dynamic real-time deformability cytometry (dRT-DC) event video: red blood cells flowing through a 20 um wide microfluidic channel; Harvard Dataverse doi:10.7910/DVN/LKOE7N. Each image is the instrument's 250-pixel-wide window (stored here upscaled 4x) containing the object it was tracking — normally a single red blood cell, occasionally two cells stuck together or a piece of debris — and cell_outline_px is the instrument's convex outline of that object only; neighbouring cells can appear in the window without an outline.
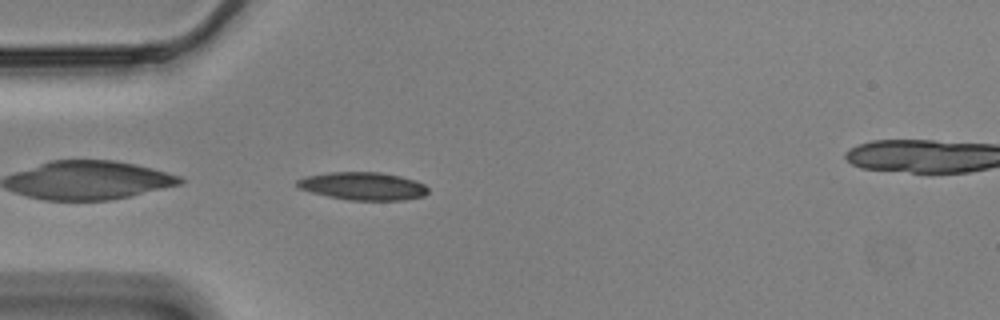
{"species": "Egyptian fruit bat (a non-hibernating species)", "species_latin": "Rousettus aegyptiacus", "temperature_condition": "cold", "stored_images_in_passage": 44, "camera_frame_rate_fps": 3000, "um_per_image_px": 0.085, "animal": {"sex": "male"}, "frame": {"image": 1, "passage_image": 2, "time_ms": 0.333, "image_size_px": [1000, 320], "cell_outline_px": [[428, 192], [424, 196], [404, 200], [348, 200], [328, 196], [312, 192], [300, 188], [296, 184], [296, 180], [304, 176], [328, 172], [380, 172], [400, 176], [416, 180], [424, 184], [428, 188]], "centroid_in_image_um": [30.86, 15.81], "position_along_channel_um": 54.1, "area_um2": 21.33}}
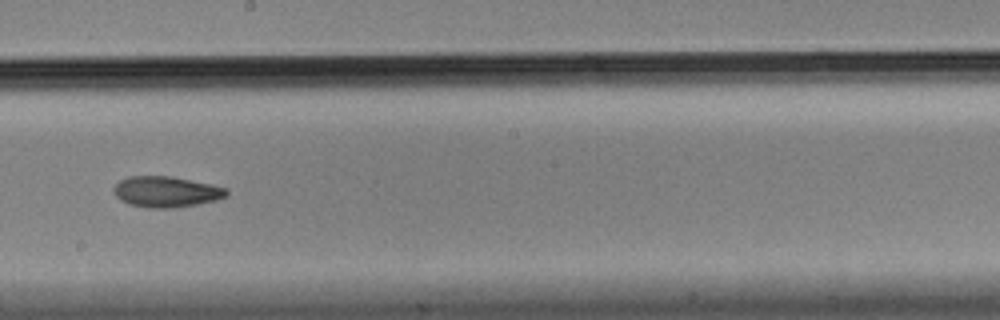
{"frame": {"image": 2, "passage_image": 18, "time_ms": 5.667, "image_size_px": [1000, 320], "cell_outline_px": [[228, 196], [216, 200], [176, 208], [148, 208], [128, 204], [120, 200], [116, 196], [116, 184], [120, 180], [128, 176], [172, 176], [212, 184], [228, 188]], "centroid_in_image_um": [14.17, 16.3], "position_along_channel_um": 234.0, "area_um2": 20.35}}
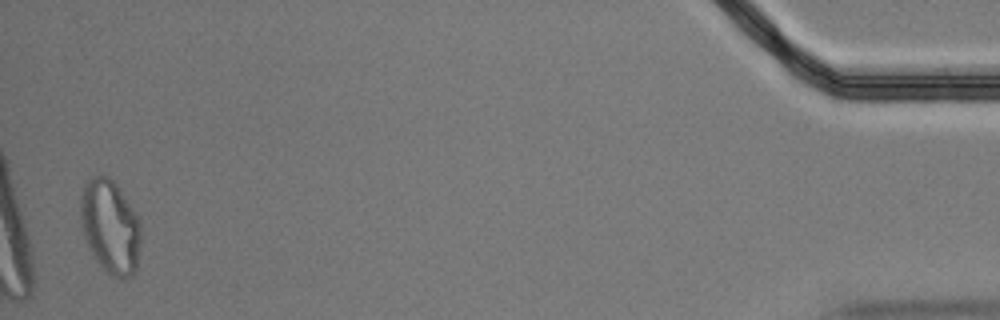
{"frame": {"image": 3, "passage_image": 42, "time_ms": 13.667, "image_size_px": [1000, 320], "cell_outline_px": [[140, 244], [136, 268], [132, 276], [120, 280], [112, 276], [96, 260], [88, 248], [84, 236], [80, 220], [80, 196], [84, 184], [92, 176], [108, 176], [116, 184], [140, 220]], "centroid_in_image_um": [9.35, 19.27], "position_along_channel_um": 425.8, "area_um2": 33.0}, "authors_computed_cell_mechanics": {"area_um2": 20.6924, "velocity_mm_per_s": 3.4801, "shape_relaxation_time_tau1_ms": 7.9117, "shape_relaxation_time_tau2_ms": 8.308, "deformation_change_tau1": 0.1849, "deformation_change_tau2": 0.1563}}